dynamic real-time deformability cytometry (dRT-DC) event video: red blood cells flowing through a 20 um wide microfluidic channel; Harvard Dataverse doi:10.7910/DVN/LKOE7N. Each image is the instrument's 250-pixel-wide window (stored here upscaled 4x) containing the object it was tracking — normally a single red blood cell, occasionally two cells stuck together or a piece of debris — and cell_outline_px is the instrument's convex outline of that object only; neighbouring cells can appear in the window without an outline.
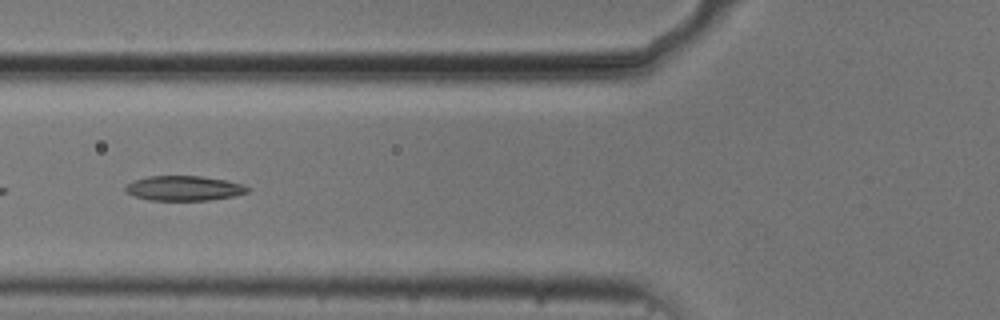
{"species": "common noctule bat (a hibernating species)", "species_latin": "Nyctalus noctula", "temperature_condition": "cold", "stored_images_in_passage": 38, "camera_frame_rate_fps": 3000, "um_per_image_px": 0.085, "animal": {"sex": "male", "body_mass_g": 20.5, "forearm_length_mm": 52.5}, "frame": {"image": 1, "passage_image": 5, "time_ms": 1.333, "image_size_px": [1000, 320], "cell_outline_px": [[252, 188], [248, 192], [232, 196], [208, 200], [148, 200], [124, 192], [124, 188], [132, 180], [148, 176], [200, 176], [228, 180], [244, 184]], "centroid_in_image_um": [15.65, 15.99], "position_along_channel_um": 110.2, "area_um2": 17.8}}
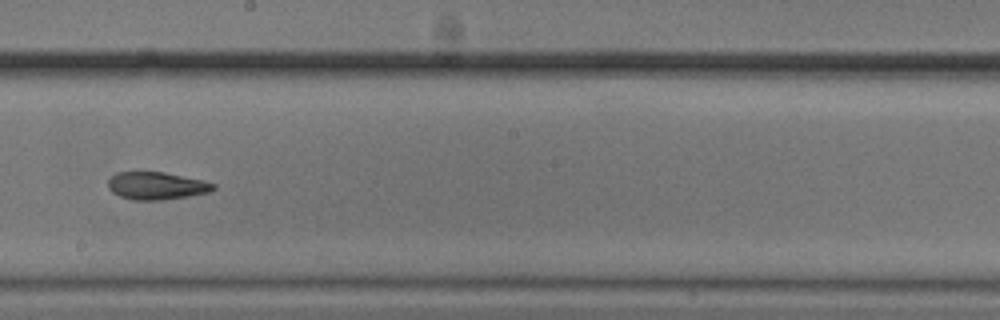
{"frame": {"image": 2, "passage_image": 15, "time_ms": 4.667, "image_size_px": [1000, 320], "cell_outline_px": [[216, 188], [208, 192], [188, 196], [160, 200], [132, 200], [120, 196], [112, 192], [108, 188], [108, 180], [116, 172], [164, 172], [204, 180], [216, 184]], "centroid_in_image_um": [13.3, 15.79], "position_along_channel_um": 234.9, "area_um2": 16.94}}
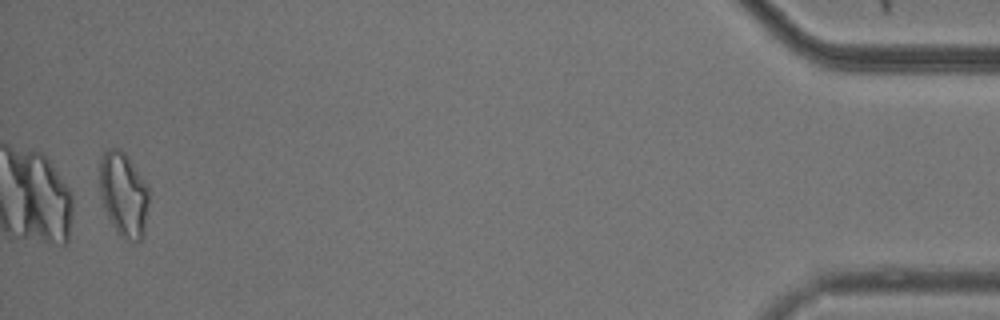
{"frame": {"image": 3, "passage_image": 37, "time_ms": 12.0, "image_size_px": [1000, 320], "cell_outline_px": [[148, 204], [144, 232], [140, 240], [136, 240], [120, 236], [116, 232], [104, 208], [100, 196], [100, 160], [104, 152], [108, 148], [120, 148], [128, 156], [148, 188]], "centroid_in_image_um": [10.49, 16.49], "position_along_channel_um": 424.7, "area_um2": 23.93}, "authors_computed_cell_mechanics": {"area_um2": 17.7446, "velocity_mm_per_s": 3.7369, "shape_relaxation_time_tau1_ms": 3.511, "shape_relaxation_time_tau2_ms": 4.5135, "deformation_change_tau1": 0.1215, "deformation_change_tau2": 0.1153}}